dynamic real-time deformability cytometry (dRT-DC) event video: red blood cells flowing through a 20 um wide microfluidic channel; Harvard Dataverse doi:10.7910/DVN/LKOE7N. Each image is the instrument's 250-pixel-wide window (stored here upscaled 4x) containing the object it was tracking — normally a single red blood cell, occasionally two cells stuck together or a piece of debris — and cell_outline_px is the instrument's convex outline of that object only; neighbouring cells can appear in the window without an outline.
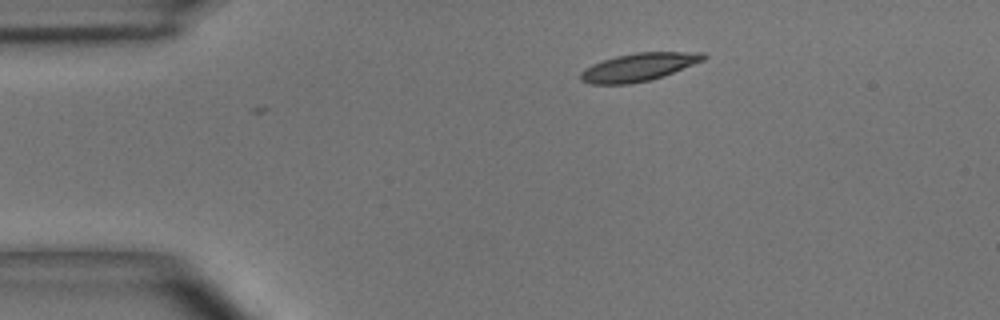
{"species": "common noctule bat (a hibernating species)", "species_latin": "Nyctalus noctula", "temperature_condition": "room temperature", "stored_images_in_passage": 2, "camera_frame_rate_fps": 3000, "um_per_image_px": 0.085, "animal": {"sex": "male", "body_mass_g": 15.6}, "frame": {"image": 1, "passage_image": 2, "time_ms": 0.333, "image_size_px": [1000, 320], "cell_outline_px": [[708, 56], [704, 60], [664, 76], [652, 80], [628, 84], [588, 84], [580, 80], [580, 72], [584, 68], [592, 64], [616, 56], [636, 52], [704, 52]], "centroid_in_image_um": [54.28, 5.71], "position_along_channel_um": 30.7, "area_um2": 20.17}}